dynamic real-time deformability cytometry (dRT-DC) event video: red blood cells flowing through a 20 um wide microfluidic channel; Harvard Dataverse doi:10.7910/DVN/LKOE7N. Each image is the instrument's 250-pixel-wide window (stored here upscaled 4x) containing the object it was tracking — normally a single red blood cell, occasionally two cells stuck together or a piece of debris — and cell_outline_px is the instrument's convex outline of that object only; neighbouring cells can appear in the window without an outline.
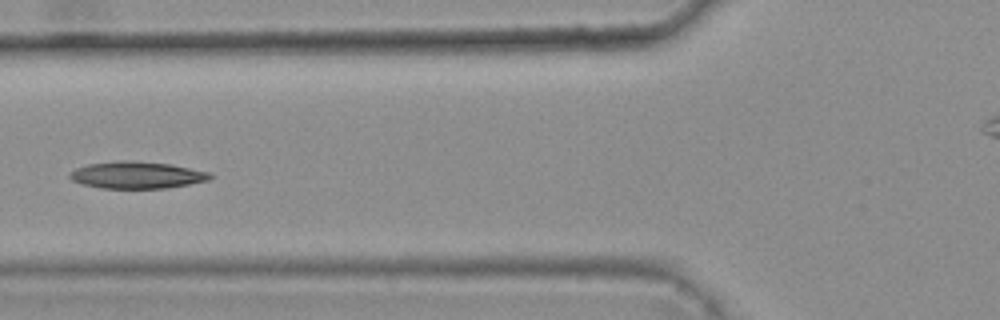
{"species": "common noctule bat (a hibernating species)", "species_latin": "Nyctalus noctula", "temperature_condition": "warm", "stored_images_in_passage": 6, "camera_frame_rate_fps": 3000, "um_per_image_px": 0.085, "animal": {"sex": "female", "body_mass_g": 25.1}, "frame": {"image": 1, "passage_image": 5, "time_ms": 1.333, "image_size_px": [1000, 320], "cell_outline_px": [[212, 176], [208, 180], [168, 188], [100, 188], [84, 184], [72, 180], [68, 176], [76, 168], [88, 164], [116, 160], [124, 160], [172, 164], [208, 172]], "centroid_in_image_um": [11.61, 14.87], "position_along_channel_um": 114.2, "area_um2": 21.85}}
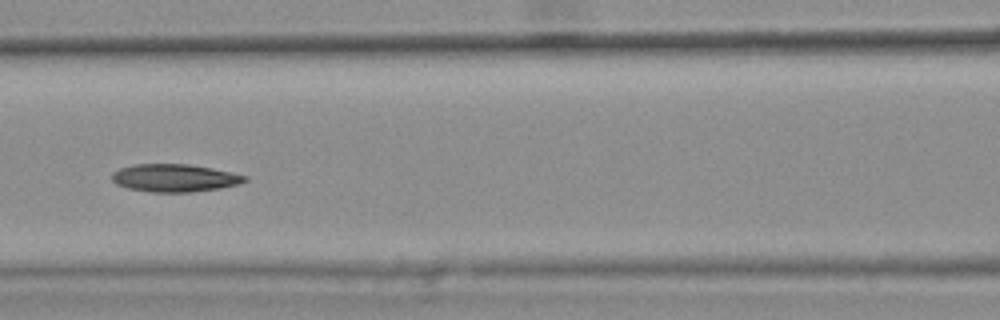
{"frame": {"image": 2, "passage_image": 6, "time_ms": 1.667, "image_size_px": [1000, 320], "cell_outline_px": [[248, 180], [240, 184], [220, 188], [192, 192], [152, 192], [128, 188], [116, 184], [112, 180], [112, 172], [120, 168], [136, 164], [188, 164], [212, 168], [248, 176]], "centroid_in_image_um": [14.85, 15.13], "position_along_channel_um": 151.7, "area_um2": 21.5}}